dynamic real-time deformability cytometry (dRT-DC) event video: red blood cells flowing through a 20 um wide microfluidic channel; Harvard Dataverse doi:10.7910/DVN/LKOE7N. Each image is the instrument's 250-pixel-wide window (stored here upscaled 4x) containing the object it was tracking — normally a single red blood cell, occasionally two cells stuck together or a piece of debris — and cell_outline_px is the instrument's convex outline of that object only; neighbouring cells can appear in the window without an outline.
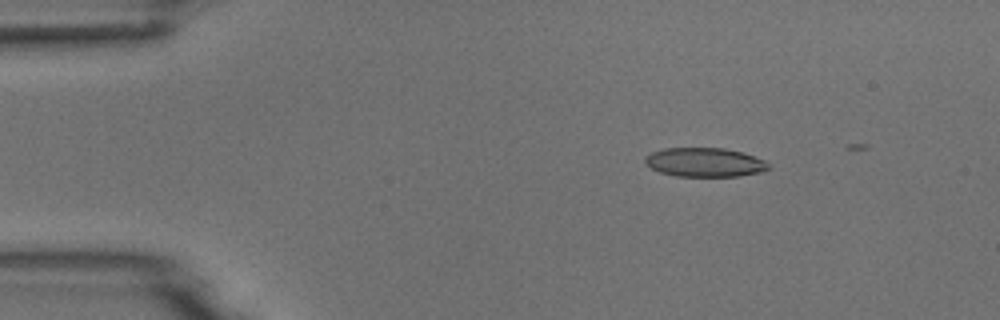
{"species": "common noctule bat (a hibernating species)", "species_latin": "Nyctalus noctula", "temperature_condition": "room temperature", "stored_images_in_passage": 5, "camera_frame_rate_fps": 3000, "um_per_image_px": 0.085, "animal": {"sex": "male", "body_mass_g": 18.8}, "frame": {"image": 1, "passage_image": 3, "time_ms": 2.333, "image_size_px": [1000, 320], "cell_outline_px": [[772, 168], [760, 172], [740, 176], [676, 176], [660, 172], [652, 168], [644, 160], [644, 156], [652, 152], [664, 148], [724, 148], [744, 152], [764, 160]], "centroid_in_image_um": [59.92, 13.79], "position_along_channel_um": 25.1, "area_um2": 20.92}}